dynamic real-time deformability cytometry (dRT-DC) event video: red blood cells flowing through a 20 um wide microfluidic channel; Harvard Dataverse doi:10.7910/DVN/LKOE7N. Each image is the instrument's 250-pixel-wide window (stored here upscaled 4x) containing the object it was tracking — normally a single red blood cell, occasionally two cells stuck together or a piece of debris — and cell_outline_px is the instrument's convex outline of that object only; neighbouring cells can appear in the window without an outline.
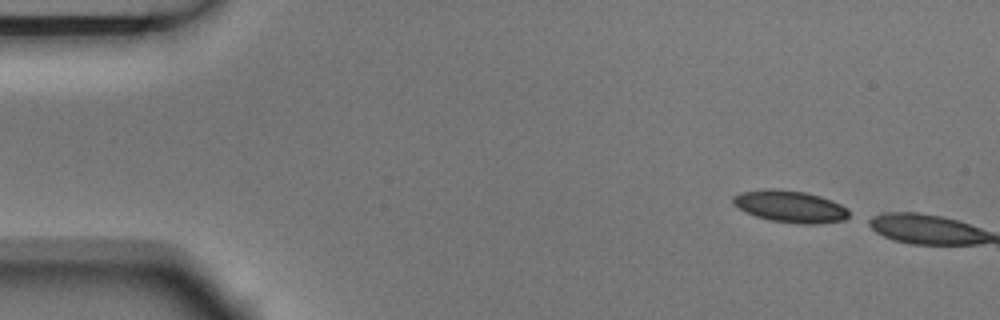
{"species": "Egyptian fruit bat (a non-hibernating species)", "species_latin": "Rousettus aegyptiacus", "temperature_condition": "room temperature", "stored_images_in_passage": 2, "camera_frame_rate_fps": 3000, "um_per_image_px": 0.085, "animal": {"sex": "male"}, "frame": {"image": 1, "passage_image": 1, "time_ms": 0.0, "image_size_px": [1000, 320], "cell_outline_px": [[848, 216], [844, 220], [816, 224], [796, 224], [768, 220], [744, 212], [732, 204], [732, 196], [740, 192], [764, 188], [776, 188], [804, 192], [820, 196], [832, 200], [848, 208]], "centroid_in_image_um": [67.11, 17.54], "position_along_channel_um": 17.9, "area_um2": 21.91}}